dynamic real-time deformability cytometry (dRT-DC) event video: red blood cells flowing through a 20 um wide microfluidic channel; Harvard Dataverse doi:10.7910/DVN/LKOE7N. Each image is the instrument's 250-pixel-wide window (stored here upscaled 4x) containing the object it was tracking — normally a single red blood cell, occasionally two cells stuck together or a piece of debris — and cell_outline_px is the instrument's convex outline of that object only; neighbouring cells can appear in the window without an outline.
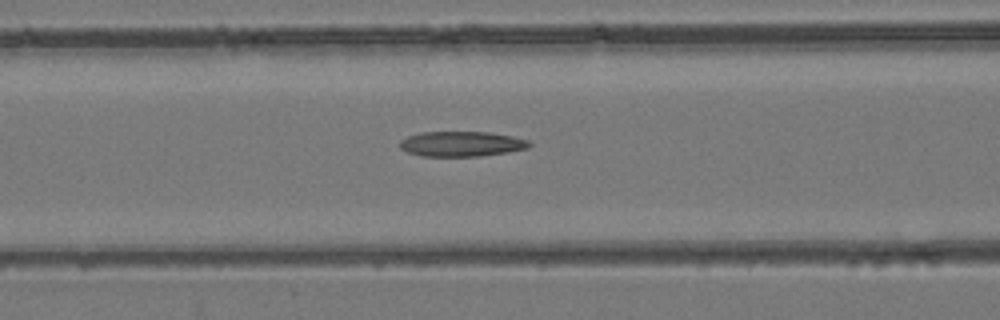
{"species": "common noctule bat (a hibernating species)", "species_latin": "Nyctalus noctula", "temperature_condition": "room temperature", "stored_images_in_passage": 31, "camera_frame_rate_fps": 3000, "um_per_image_px": 0.085, "animal": {"sex": "female", "body_mass_g": 24.6, "forearm_length_mm": 56.2}, "frame": {"image": 1, "passage_image": 9, "time_ms": 2.667, "image_size_px": [1000, 320], "cell_outline_px": [[532, 144], [528, 148], [508, 152], [480, 156], [424, 156], [408, 152], [400, 148], [400, 140], [408, 136], [420, 132], [488, 132], [512, 136], [528, 140]], "centroid_in_image_um": [39.24, 12.23], "position_along_channel_um": 127.4, "area_um2": 18.9}}
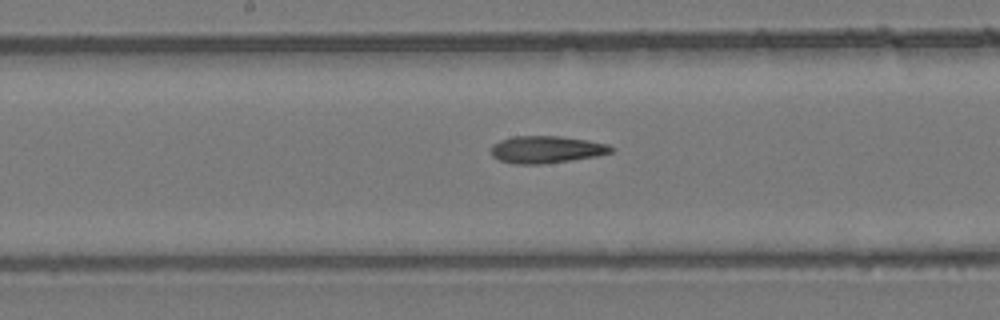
{"frame": {"image": 2, "passage_image": 14, "time_ms": 4.333, "image_size_px": [1000, 320], "cell_outline_px": [[616, 148], [612, 152], [600, 156], [572, 160], [540, 164], [512, 164], [500, 160], [492, 156], [492, 144], [500, 140], [512, 136], [560, 136], [588, 140], [608, 144]], "centroid_in_image_um": [46.48, 12.71], "position_along_channel_um": 201.7, "area_um2": 19.25}}
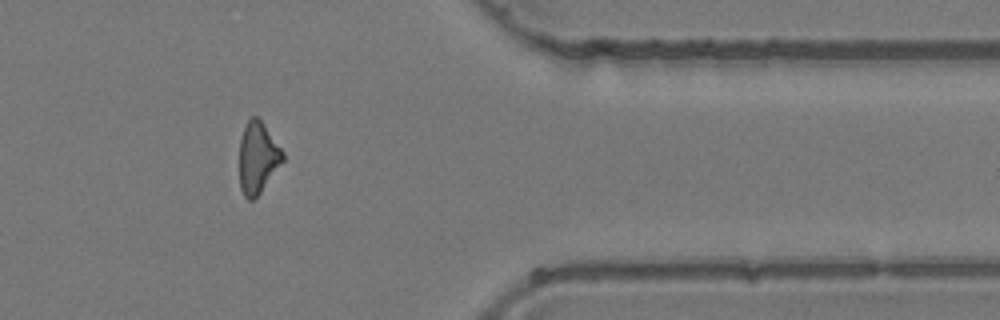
{"frame": {"image": 3, "passage_image": 28, "time_ms": 9.0, "image_size_px": [1000, 320], "cell_outline_px": [[284, 160], [260, 192], [252, 200], [248, 200], [244, 196], [240, 188], [240, 140], [244, 128], [248, 120], [252, 116], [256, 116], [264, 124], [284, 152]], "centroid_in_image_um": [21.91, 13.4], "position_along_channel_um": 389.5, "area_um2": 17.8}}